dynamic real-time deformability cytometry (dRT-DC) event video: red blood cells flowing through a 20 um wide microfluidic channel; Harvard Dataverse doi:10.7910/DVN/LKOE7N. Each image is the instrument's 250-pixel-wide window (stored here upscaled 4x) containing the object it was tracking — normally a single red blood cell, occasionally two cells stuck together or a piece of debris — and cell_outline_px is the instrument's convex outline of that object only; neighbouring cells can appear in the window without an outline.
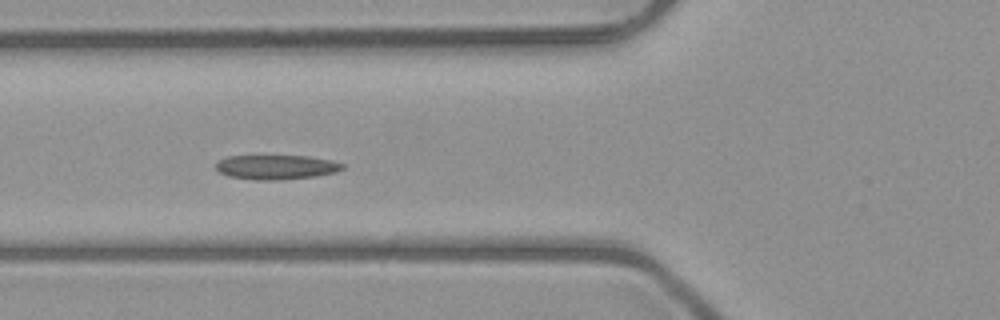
{"species": "common noctule bat (a hibernating species)", "species_latin": "Nyctalus noctula", "temperature_condition": "room temperature", "stored_images_in_passage": 40, "segment_of_instrument_passage": [1, 2], "camera_frame_rate_fps": 3000, "um_per_image_px": 0.085, "animal": {"sex": "male", "body_mass_g": 23.1, "forearm_length_mm": 52.7}, "frame": {"image": 1, "passage_image": 7, "time_ms": 2.0, "image_size_px": [1000, 320], "cell_outline_px": [[344, 168], [336, 172], [316, 176], [276, 180], [256, 180], [228, 176], [220, 172], [216, 168], [216, 164], [220, 160], [228, 156], [308, 156], [332, 160], [344, 164]], "centroid_in_image_um": [23.51, 14.2], "position_along_channel_um": 102.3, "area_um2": 17.98}}
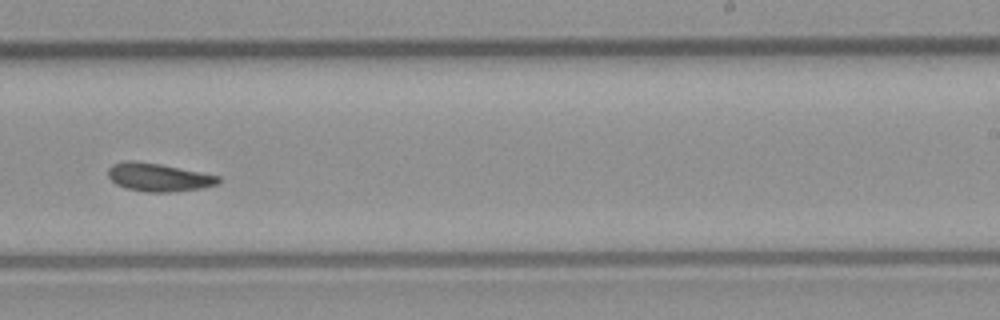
{"frame": {"image": 2, "passage_image": 20, "time_ms": 6.333, "image_size_px": [1000, 320], "cell_outline_px": [[220, 180], [216, 184], [204, 188], [172, 192], [148, 192], [128, 188], [116, 184], [108, 176], [108, 168], [112, 164], [124, 160], [136, 160], [160, 164], [220, 176]], "centroid_in_image_um": [13.45, 15.06], "position_along_channel_um": 275.5, "area_um2": 18.09}}
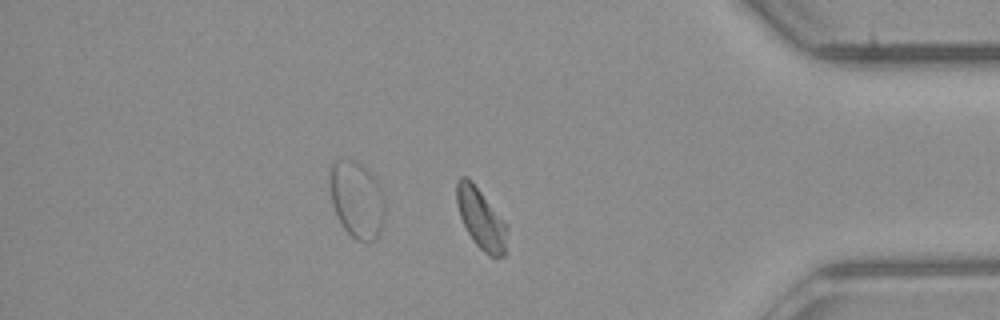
{"frame": {"image": 3, "passage_image": 31, "time_ms": 10.0, "image_size_px": [1000, 320], "cell_outline_px": [[508, 228], [504, 256], [496, 260], [488, 256], [472, 240], [460, 216], [456, 204], [456, 184], [460, 176], [468, 176], [472, 180], [508, 224]], "centroid_in_image_um": [40.9, 18.59], "position_along_channel_um": 394.3, "area_um2": 18.26}}